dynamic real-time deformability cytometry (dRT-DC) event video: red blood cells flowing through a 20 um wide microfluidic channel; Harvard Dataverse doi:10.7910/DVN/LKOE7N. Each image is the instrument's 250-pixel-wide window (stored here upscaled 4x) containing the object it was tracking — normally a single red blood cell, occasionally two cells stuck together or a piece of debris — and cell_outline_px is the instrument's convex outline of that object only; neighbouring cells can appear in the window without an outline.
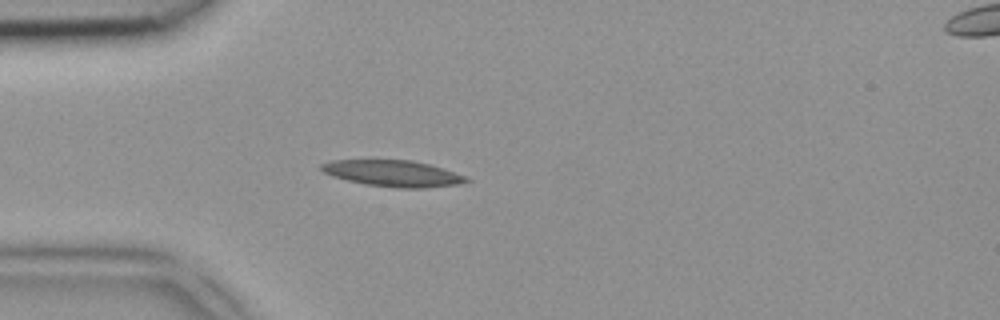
{"species": "common noctule bat (a hibernating species)", "species_latin": "Nyctalus noctula", "temperature_condition": "room temperature", "stored_images_in_passage": 41, "camera_frame_rate_fps": 3000, "um_per_image_px": 0.085, "animal": {"sex": "female", "body_mass_g": 18.4}, "frame": {"image": 1, "passage_image": 7, "time_ms": 2.0, "image_size_px": [1000, 320], "cell_outline_px": [[472, 180], [460, 184], [424, 188], [400, 188], [364, 184], [332, 176], [324, 172], [320, 168], [320, 164], [332, 160], [412, 160], [444, 168], [468, 176]], "centroid_in_image_um": [33.45, 14.74], "position_along_channel_um": 51.5, "area_um2": 22.31}}
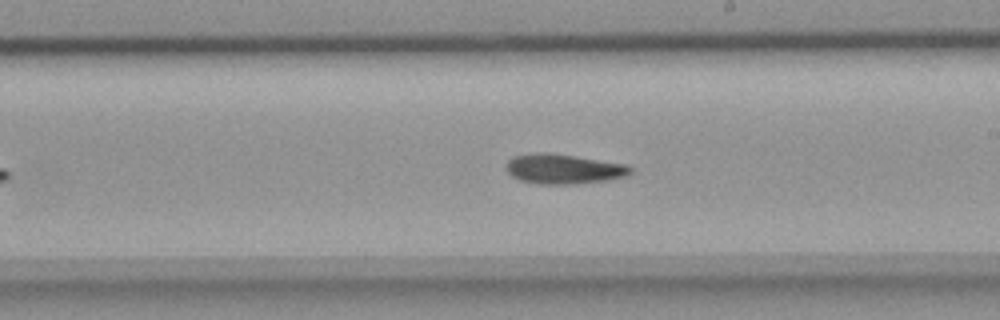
{"frame": {"image": 2, "passage_image": 21, "time_ms": 6.667, "image_size_px": [1000, 320], "cell_outline_px": [[632, 172], [624, 176], [608, 180], [572, 184], [540, 184], [520, 180], [512, 176], [504, 168], [508, 160], [512, 156], [536, 152], [548, 152], [576, 156], [628, 164], [632, 168]], "centroid_in_image_um": [47.88, 14.35], "position_along_channel_um": 241.1, "area_um2": 21.79}}
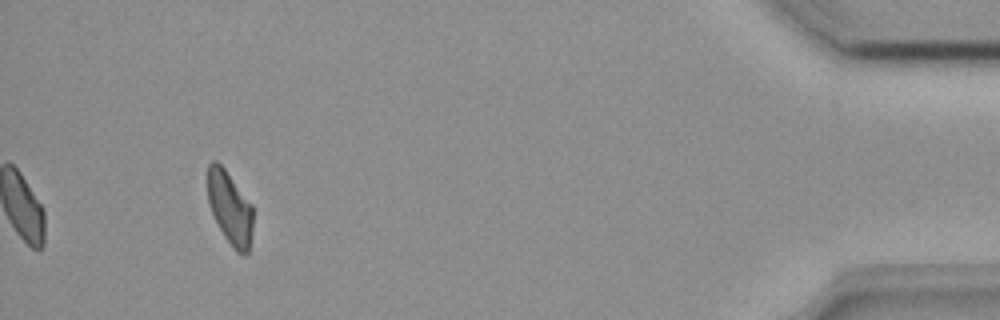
{"frame": {"image": 3, "passage_image": 38, "time_ms": 12.333, "image_size_px": [1000, 320], "cell_outline_px": [[252, 232], [248, 252], [244, 256], [236, 252], [232, 248], [224, 236], [212, 212], [208, 200], [208, 164], [212, 160], [216, 160], [224, 168], [252, 204]], "centroid_in_image_um": [19.55, 17.69], "position_along_channel_um": 415.7, "area_um2": 19.19}}